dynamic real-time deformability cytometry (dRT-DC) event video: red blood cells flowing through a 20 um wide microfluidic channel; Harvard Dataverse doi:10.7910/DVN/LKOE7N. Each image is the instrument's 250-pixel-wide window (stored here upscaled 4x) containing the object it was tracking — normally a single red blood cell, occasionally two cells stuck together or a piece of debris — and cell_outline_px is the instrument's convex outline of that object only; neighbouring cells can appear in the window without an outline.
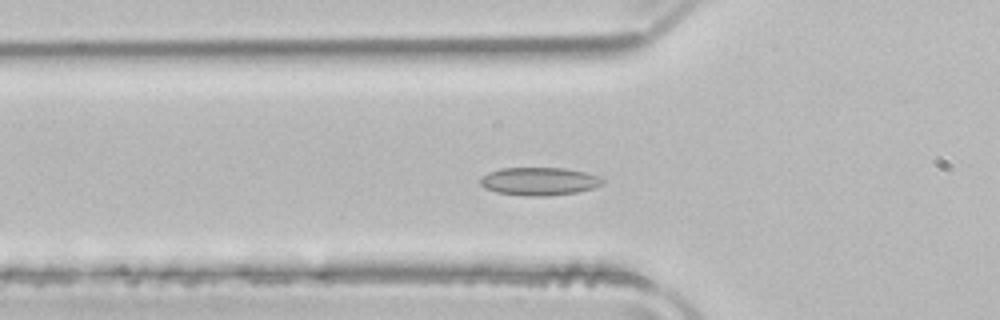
{"species": "common noctule bat (a hibernating species)", "species_latin": "Nyctalus noctula", "temperature_condition": "room temperature", "stored_images_in_passage": 46, "camera_frame_rate_fps": 3000, "um_per_image_px": 0.085, "animal": {"sex": "male", "body_mass_g": 21.5, "forearm_length_mm": 52.0}, "frame": {"image": 1, "passage_image": 12, "time_ms": 3.667, "image_size_px": [1000, 320], "cell_outline_px": [[604, 184], [592, 188], [576, 192], [544, 196], [528, 196], [496, 192], [484, 188], [480, 184], [480, 176], [488, 172], [500, 168], [564, 168], [584, 172], [600, 176], [604, 180]], "centroid_in_image_um": [45.81, 15.4], "position_along_channel_um": 80.0, "area_um2": 20.0}}
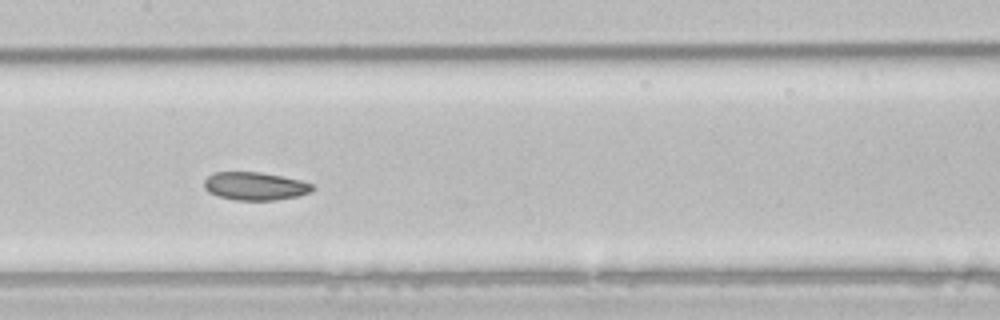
{"frame": {"image": 2, "passage_image": 20, "time_ms": 6.333, "image_size_px": [1000, 320], "cell_outline_px": [[316, 188], [300, 196], [276, 200], [236, 200], [216, 196], [208, 192], [204, 188], [204, 180], [212, 172], [260, 172], [300, 180], [312, 184]], "centroid_in_image_um": [21.65, 15.82], "position_along_channel_um": 185.7, "area_um2": 17.8}}
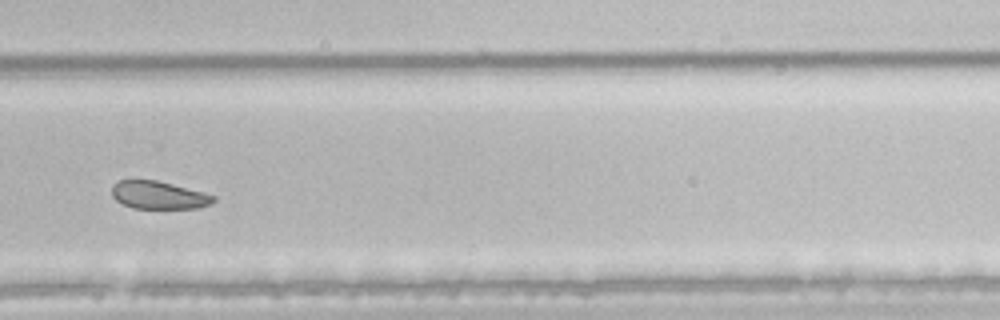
{"frame": {"image": 3, "passage_image": 30, "time_ms": 9.667, "image_size_px": [1000, 320], "cell_outline_px": [[216, 200], [212, 204], [196, 208], [132, 208], [116, 200], [112, 196], [112, 184], [116, 180], [156, 180], [172, 184], [216, 196]], "centroid_in_image_um": [13.47, 16.58], "position_along_channel_um": 316.3, "area_um2": 16.42}, "authors_computed_cell_mechanics": {"area_um2": 19.7098, "velocity_mm_per_s": 3.9357, "shape_relaxation_time_tau1_ms": 3.2566, "shape_relaxation_time_tau2_ms": 3.3155, "deformation_change_tau1": 0.0596, "deformation_change_tau2": 0.0661}}